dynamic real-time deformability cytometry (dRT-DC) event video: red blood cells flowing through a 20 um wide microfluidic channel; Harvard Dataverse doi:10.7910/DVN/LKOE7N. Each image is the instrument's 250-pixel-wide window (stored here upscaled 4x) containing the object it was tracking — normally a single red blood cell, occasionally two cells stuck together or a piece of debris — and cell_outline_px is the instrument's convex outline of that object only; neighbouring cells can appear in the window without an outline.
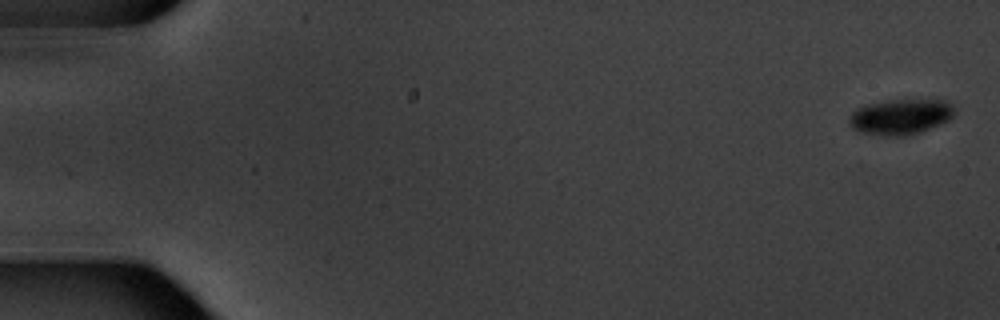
{"species": "common noctule bat (a hibernating species)", "species_latin": "Nyctalus noctula", "temperature_condition": "warm", "stored_images_in_passage": 5, "camera_frame_rate_fps": 3000, "um_per_image_px": 0.085, "animal": {"sex": "male", "body_mass_g": 20.1, "forearm_length_mm": 53.5}, "frame": {"image": 1, "passage_image": 1, "time_ms": 0.0, "image_size_px": [1000, 320], "cell_outline_px": [[952, 116], [948, 120], [920, 132], [904, 136], [884, 136], [860, 132], [852, 128], [848, 124], [848, 116], [856, 108], [868, 104], [888, 100], [948, 100], [952, 104]], "centroid_in_image_um": [76.48, 9.93], "position_along_channel_um": 8.5, "area_um2": 21.73}}